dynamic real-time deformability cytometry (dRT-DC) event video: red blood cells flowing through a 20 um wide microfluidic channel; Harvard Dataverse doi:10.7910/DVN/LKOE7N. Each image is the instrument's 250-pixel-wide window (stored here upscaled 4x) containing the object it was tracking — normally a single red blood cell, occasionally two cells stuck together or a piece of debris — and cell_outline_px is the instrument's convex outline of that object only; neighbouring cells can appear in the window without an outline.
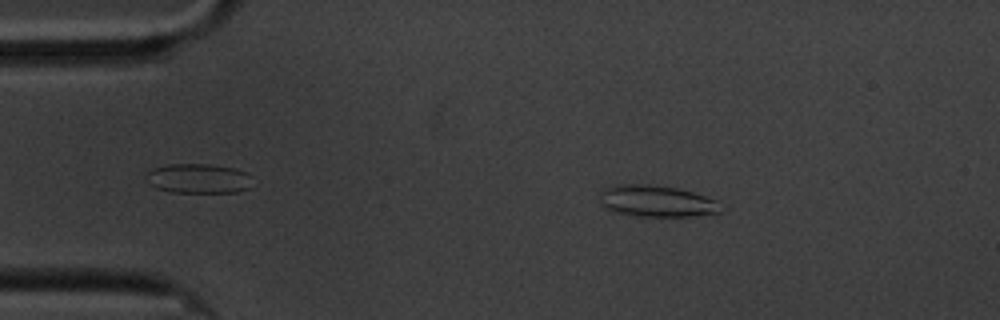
{"species": "common noctule bat (a hibernating species)", "species_latin": "Nyctalus noctula", "temperature_condition": "cold", "stored_images_in_passage": 52, "camera_frame_rate_fps": 3000, "um_per_image_px": 0.085, "animal": {"sex": "male", "body_mass_g": 20.1, "forearm_length_mm": 53.5}, "frame": {"image": 1, "passage_image": 10, "time_ms": 3.0, "image_size_px": [1000, 320], "cell_outline_px": [[720, 212], [688, 216], [640, 216], [616, 212], [604, 208], [600, 200], [600, 192], [604, 188], [616, 184], [648, 184], [676, 188], [692, 192], [716, 200]], "centroid_in_image_um": [55.73, 17.08], "position_along_channel_um": 29.3, "area_um2": 21.91}}
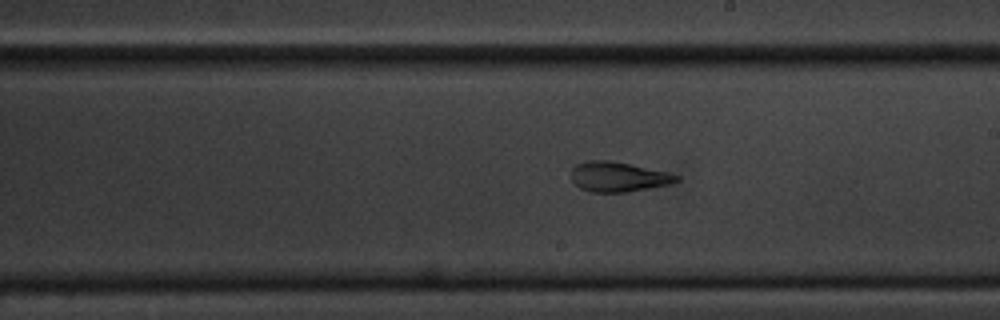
{"frame": {"image": 2, "passage_image": 33, "time_ms": 10.667, "image_size_px": [1000, 320], "cell_outline_px": [[680, 180], [672, 184], [652, 188], [628, 192], [592, 192], [580, 188], [572, 180], [572, 168], [576, 164], [588, 160], [608, 160], [668, 172], [680, 176]], "centroid_in_image_um": [52.58, 15.04], "position_along_channel_um": 236.4, "area_um2": 18.38}}
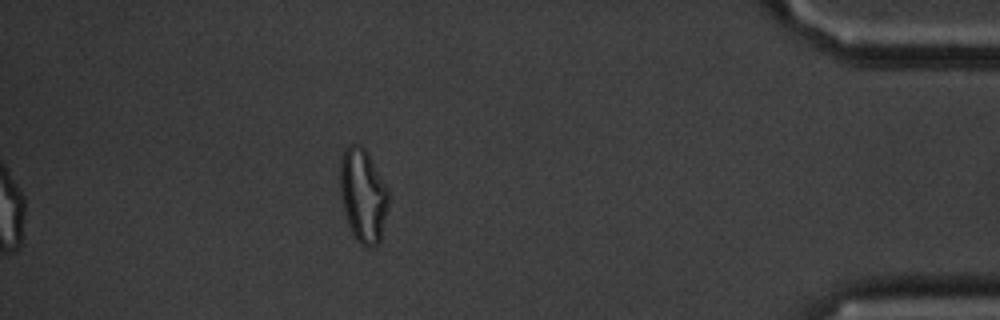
{"frame": {"image": 3, "passage_image": 52, "time_ms": 17.0, "image_size_px": [1000, 320], "cell_outline_px": [[388, 204], [380, 240], [372, 248], [364, 248], [360, 244], [352, 232], [348, 224], [340, 196], [340, 160], [344, 148], [348, 144], [360, 144], [368, 152], [388, 188]], "centroid_in_image_um": [30.84, 16.58], "position_along_channel_um": 404.4, "area_um2": 26.59}, "authors_computed_cell_mechanics": {"area_um2": 19.5075, "velocity_mm_per_s": 3.3769, "shape_relaxation_time_tau1_ms": null, "shape_relaxation_time_tau2_ms": 2.141, "deformation_change_tau1": null, "deformation_change_tau2": 0.1079}}